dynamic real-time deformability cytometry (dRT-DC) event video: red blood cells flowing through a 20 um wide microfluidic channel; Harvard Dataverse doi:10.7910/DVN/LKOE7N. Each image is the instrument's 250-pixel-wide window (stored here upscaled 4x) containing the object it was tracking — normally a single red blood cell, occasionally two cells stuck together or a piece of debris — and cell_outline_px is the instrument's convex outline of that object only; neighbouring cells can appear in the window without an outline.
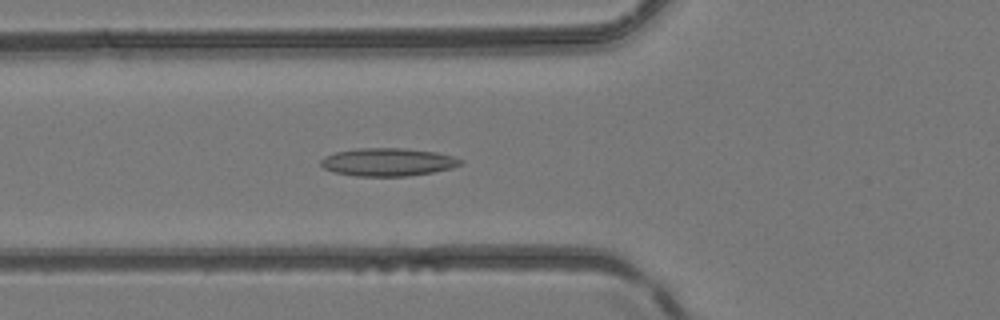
{"species": "common noctule bat (a hibernating species)", "species_latin": "Nyctalus noctula", "temperature_condition": "room temperature", "stored_images_in_passage": 47, "camera_frame_rate_fps": 3000, "um_per_image_px": 0.085, "animal": {"sex": "female", "body_mass_g": 24.6, "forearm_length_mm": 56.2}, "frame": {"image": 1, "passage_image": 17, "time_ms": 5.333, "image_size_px": [1000, 320], "cell_outline_px": [[464, 164], [452, 168], [432, 172], [408, 176], [356, 176], [332, 172], [324, 168], [320, 164], [320, 160], [324, 156], [336, 152], [356, 148], [404, 148], [436, 152], [452, 156], [464, 160]], "centroid_in_image_um": [32.97, 13.77], "position_along_channel_um": 92.8, "area_um2": 22.95}}
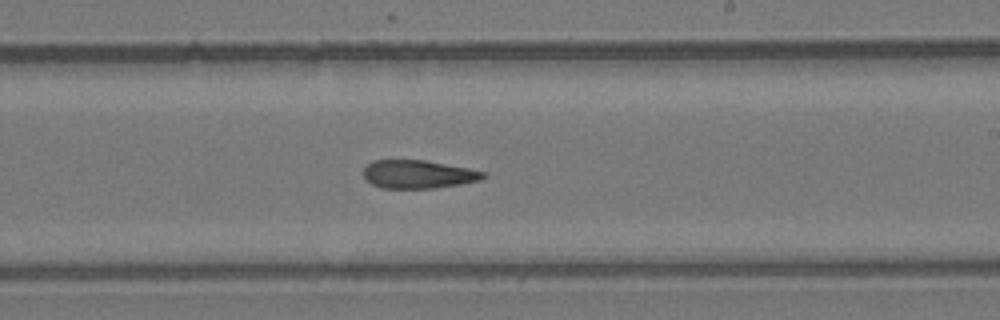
{"frame": {"image": 2, "passage_image": 28, "time_ms": 9.0, "image_size_px": [1000, 320], "cell_outline_px": [[488, 176], [480, 180], [460, 184], [432, 188], [380, 188], [372, 184], [364, 176], [364, 168], [372, 160], [424, 160], [468, 168], [484, 172]], "centroid_in_image_um": [35.54, 14.81], "position_along_channel_um": 253.5, "area_um2": 19.59}}
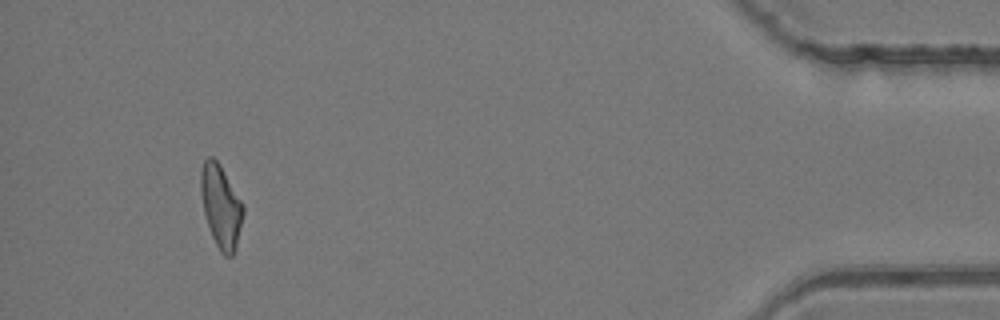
{"frame": {"image": 3, "passage_image": 44, "time_ms": 14.333, "image_size_px": [1000, 320], "cell_outline_px": [[244, 212], [236, 248], [232, 256], [224, 256], [220, 252], [212, 236], [204, 212], [200, 192], [200, 172], [204, 160], [208, 156], [212, 156], [220, 164], [244, 204]], "centroid_in_image_um": [18.78, 17.52], "position_along_channel_um": 416.4, "area_um2": 20.58}}